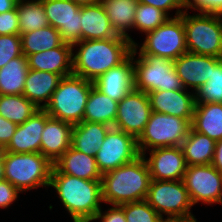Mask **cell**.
Instances as JSON below:
<instances>
[{
    "label": "cell",
    "mask_w": 222,
    "mask_h": 222,
    "mask_svg": "<svg viewBox=\"0 0 222 222\" xmlns=\"http://www.w3.org/2000/svg\"><path fill=\"white\" fill-rule=\"evenodd\" d=\"M81 24V40H103L118 36L101 2L81 6Z\"/></svg>",
    "instance_id": "22"
},
{
    "label": "cell",
    "mask_w": 222,
    "mask_h": 222,
    "mask_svg": "<svg viewBox=\"0 0 222 222\" xmlns=\"http://www.w3.org/2000/svg\"><path fill=\"white\" fill-rule=\"evenodd\" d=\"M123 208L126 222H160L162 217L146 200L128 202L120 205Z\"/></svg>",
    "instance_id": "36"
},
{
    "label": "cell",
    "mask_w": 222,
    "mask_h": 222,
    "mask_svg": "<svg viewBox=\"0 0 222 222\" xmlns=\"http://www.w3.org/2000/svg\"><path fill=\"white\" fill-rule=\"evenodd\" d=\"M22 55L21 35L0 36V68Z\"/></svg>",
    "instance_id": "37"
},
{
    "label": "cell",
    "mask_w": 222,
    "mask_h": 222,
    "mask_svg": "<svg viewBox=\"0 0 222 222\" xmlns=\"http://www.w3.org/2000/svg\"><path fill=\"white\" fill-rule=\"evenodd\" d=\"M73 47L63 42L59 47L27 56L29 69L52 72L62 77L73 74Z\"/></svg>",
    "instance_id": "21"
},
{
    "label": "cell",
    "mask_w": 222,
    "mask_h": 222,
    "mask_svg": "<svg viewBox=\"0 0 222 222\" xmlns=\"http://www.w3.org/2000/svg\"><path fill=\"white\" fill-rule=\"evenodd\" d=\"M137 139L122 130L111 127L95 154L101 174L116 169L140 156Z\"/></svg>",
    "instance_id": "11"
},
{
    "label": "cell",
    "mask_w": 222,
    "mask_h": 222,
    "mask_svg": "<svg viewBox=\"0 0 222 222\" xmlns=\"http://www.w3.org/2000/svg\"><path fill=\"white\" fill-rule=\"evenodd\" d=\"M110 128L103 123L82 121L74 125L71 146L88 156H95Z\"/></svg>",
    "instance_id": "25"
},
{
    "label": "cell",
    "mask_w": 222,
    "mask_h": 222,
    "mask_svg": "<svg viewBox=\"0 0 222 222\" xmlns=\"http://www.w3.org/2000/svg\"><path fill=\"white\" fill-rule=\"evenodd\" d=\"M49 25L57 29L65 43L81 40V6L71 0H41Z\"/></svg>",
    "instance_id": "14"
},
{
    "label": "cell",
    "mask_w": 222,
    "mask_h": 222,
    "mask_svg": "<svg viewBox=\"0 0 222 222\" xmlns=\"http://www.w3.org/2000/svg\"><path fill=\"white\" fill-rule=\"evenodd\" d=\"M39 110L24 95H0V116L16 125L23 124Z\"/></svg>",
    "instance_id": "32"
},
{
    "label": "cell",
    "mask_w": 222,
    "mask_h": 222,
    "mask_svg": "<svg viewBox=\"0 0 222 222\" xmlns=\"http://www.w3.org/2000/svg\"><path fill=\"white\" fill-rule=\"evenodd\" d=\"M184 10L194 9L201 13L222 15V0H184Z\"/></svg>",
    "instance_id": "38"
},
{
    "label": "cell",
    "mask_w": 222,
    "mask_h": 222,
    "mask_svg": "<svg viewBox=\"0 0 222 222\" xmlns=\"http://www.w3.org/2000/svg\"><path fill=\"white\" fill-rule=\"evenodd\" d=\"M196 103L222 104V62L212 69L210 80L195 92Z\"/></svg>",
    "instance_id": "35"
},
{
    "label": "cell",
    "mask_w": 222,
    "mask_h": 222,
    "mask_svg": "<svg viewBox=\"0 0 222 222\" xmlns=\"http://www.w3.org/2000/svg\"><path fill=\"white\" fill-rule=\"evenodd\" d=\"M149 154V159L143 156L152 180H183L187 165L180 146L153 149Z\"/></svg>",
    "instance_id": "17"
},
{
    "label": "cell",
    "mask_w": 222,
    "mask_h": 222,
    "mask_svg": "<svg viewBox=\"0 0 222 222\" xmlns=\"http://www.w3.org/2000/svg\"><path fill=\"white\" fill-rule=\"evenodd\" d=\"M191 127L216 142L222 140V104L196 103Z\"/></svg>",
    "instance_id": "26"
},
{
    "label": "cell",
    "mask_w": 222,
    "mask_h": 222,
    "mask_svg": "<svg viewBox=\"0 0 222 222\" xmlns=\"http://www.w3.org/2000/svg\"><path fill=\"white\" fill-rule=\"evenodd\" d=\"M139 46L140 55H153L174 61L187 52L182 17H170L163 25L149 31Z\"/></svg>",
    "instance_id": "10"
},
{
    "label": "cell",
    "mask_w": 222,
    "mask_h": 222,
    "mask_svg": "<svg viewBox=\"0 0 222 222\" xmlns=\"http://www.w3.org/2000/svg\"><path fill=\"white\" fill-rule=\"evenodd\" d=\"M20 35L49 25L41 0H18Z\"/></svg>",
    "instance_id": "33"
},
{
    "label": "cell",
    "mask_w": 222,
    "mask_h": 222,
    "mask_svg": "<svg viewBox=\"0 0 222 222\" xmlns=\"http://www.w3.org/2000/svg\"><path fill=\"white\" fill-rule=\"evenodd\" d=\"M74 125L49 117L41 139V154L53 164L71 147Z\"/></svg>",
    "instance_id": "20"
},
{
    "label": "cell",
    "mask_w": 222,
    "mask_h": 222,
    "mask_svg": "<svg viewBox=\"0 0 222 222\" xmlns=\"http://www.w3.org/2000/svg\"><path fill=\"white\" fill-rule=\"evenodd\" d=\"M18 125L0 116V149H4L11 141Z\"/></svg>",
    "instance_id": "43"
},
{
    "label": "cell",
    "mask_w": 222,
    "mask_h": 222,
    "mask_svg": "<svg viewBox=\"0 0 222 222\" xmlns=\"http://www.w3.org/2000/svg\"><path fill=\"white\" fill-rule=\"evenodd\" d=\"M19 190L7 180L0 181V207L7 208L18 198Z\"/></svg>",
    "instance_id": "41"
},
{
    "label": "cell",
    "mask_w": 222,
    "mask_h": 222,
    "mask_svg": "<svg viewBox=\"0 0 222 222\" xmlns=\"http://www.w3.org/2000/svg\"><path fill=\"white\" fill-rule=\"evenodd\" d=\"M18 4V0H0V14L14 10Z\"/></svg>",
    "instance_id": "45"
},
{
    "label": "cell",
    "mask_w": 222,
    "mask_h": 222,
    "mask_svg": "<svg viewBox=\"0 0 222 222\" xmlns=\"http://www.w3.org/2000/svg\"><path fill=\"white\" fill-rule=\"evenodd\" d=\"M169 18L161 9L138 3L134 18V28L141 33H147L163 25Z\"/></svg>",
    "instance_id": "34"
},
{
    "label": "cell",
    "mask_w": 222,
    "mask_h": 222,
    "mask_svg": "<svg viewBox=\"0 0 222 222\" xmlns=\"http://www.w3.org/2000/svg\"><path fill=\"white\" fill-rule=\"evenodd\" d=\"M147 95L151 111L185 118L192 122L196 105L194 92L192 94L187 89L176 91L156 90Z\"/></svg>",
    "instance_id": "19"
},
{
    "label": "cell",
    "mask_w": 222,
    "mask_h": 222,
    "mask_svg": "<svg viewBox=\"0 0 222 222\" xmlns=\"http://www.w3.org/2000/svg\"><path fill=\"white\" fill-rule=\"evenodd\" d=\"M139 3L151 5L155 8L161 9L164 11L167 15L168 12L172 9H177L175 13V17L179 16L181 13H183L185 10H182L181 8L184 7V0H138Z\"/></svg>",
    "instance_id": "40"
},
{
    "label": "cell",
    "mask_w": 222,
    "mask_h": 222,
    "mask_svg": "<svg viewBox=\"0 0 222 222\" xmlns=\"http://www.w3.org/2000/svg\"><path fill=\"white\" fill-rule=\"evenodd\" d=\"M160 222H188V221L178 218H166V219L162 218Z\"/></svg>",
    "instance_id": "48"
},
{
    "label": "cell",
    "mask_w": 222,
    "mask_h": 222,
    "mask_svg": "<svg viewBox=\"0 0 222 222\" xmlns=\"http://www.w3.org/2000/svg\"><path fill=\"white\" fill-rule=\"evenodd\" d=\"M49 117L41 108L23 124L17 126L11 141L3 150L11 153H41L42 133Z\"/></svg>",
    "instance_id": "18"
},
{
    "label": "cell",
    "mask_w": 222,
    "mask_h": 222,
    "mask_svg": "<svg viewBox=\"0 0 222 222\" xmlns=\"http://www.w3.org/2000/svg\"><path fill=\"white\" fill-rule=\"evenodd\" d=\"M148 204L163 218H178L188 222H197L190 212L192 202L183 180H151Z\"/></svg>",
    "instance_id": "9"
},
{
    "label": "cell",
    "mask_w": 222,
    "mask_h": 222,
    "mask_svg": "<svg viewBox=\"0 0 222 222\" xmlns=\"http://www.w3.org/2000/svg\"><path fill=\"white\" fill-rule=\"evenodd\" d=\"M222 62V58L186 52L173 61L174 68L185 89L191 87L197 91L210 80L212 69Z\"/></svg>",
    "instance_id": "16"
},
{
    "label": "cell",
    "mask_w": 222,
    "mask_h": 222,
    "mask_svg": "<svg viewBox=\"0 0 222 222\" xmlns=\"http://www.w3.org/2000/svg\"><path fill=\"white\" fill-rule=\"evenodd\" d=\"M212 165L222 174V140L216 142Z\"/></svg>",
    "instance_id": "44"
},
{
    "label": "cell",
    "mask_w": 222,
    "mask_h": 222,
    "mask_svg": "<svg viewBox=\"0 0 222 222\" xmlns=\"http://www.w3.org/2000/svg\"><path fill=\"white\" fill-rule=\"evenodd\" d=\"M28 71L27 57L23 54L0 68V95H23Z\"/></svg>",
    "instance_id": "30"
},
{
    "label": "cell",
    "mask_w": 222,
    "mask_h": 222,
    "mask_svg": "<svg viewBox=\"0 0 222 222\" xmlns=\"http://www.w3.org/2000/svg\"><path fill=\"white\" fill-rule=\"evenodd\" d=\"M151 112L148 95L133 89L118 102L114 128L138 139L149 121Z\"/></svg>",
    "instance_id": "13"
},
{
    "label": "cell",
    "mask_w": 222,
    "mask_h": 222,
    "mask_svg": "<svg viewBox=\"0 0 222 222\" xmlns=\"http://www.w3.org/2000/svg\"><path fill=\"white\" fill-rule=\"evenodd\" d=\"M80 6L94 5L100 2V0H71Z\"/></svg>",
    "instance_id": "47"
},
{
    "label": "cell",
    "mask_w": 222,
    "mask_h": 222,
    "mask_svg": "<svg viewBox=\"0 0 222 222\" xmlns=\"http://www.w3.org/2000/svg\"><path fill=\"white\" fill-rule=\"evenodd\" d=\"M62 78L52 72L29 69L23 95L40 109L45 108ZM42 102L44 103L41 105Z\"/></svg>",
    "instance_id": "23"
},
{
    "label": "cell",
    "mask_w": 222,
    "mask_h": 222,
    "mask_svg": "<svg viewBox=\"0 0 222 222\" xmlns=\"http://www.w3.org/2000/svg\"><path fill=\"white\" fill-rule=\"evenodd\" d=\"M92 86L93 82L83 77L73 74L63 77L53 92L50 102L43 109L50 117L72 125L79 124L83 121Z\"/></svg>",
    "instance_id": "4"
},
{
    "label": "cell",
    "mask_w": 222,
    "mask_h": 222,
    "mask_svg": "<svg viewBox=\"0 0 222 222\" xmlns=\"http://www.w3.org/2000/svg\"><path fill=\"white\" fill-rule=\"evenodd\" d=\"M118 102L100 92L94 85L85 106L83 121L103 123L114 127Z\"/></svg>",
    "instance_id": "29"
},
{
    "label": "cell",
    "mask_w": 222,
    "mask_h": 222,
    "mask_svg": "<svg viewBox=\"0 0 222 222\" xmlns=\"http://www.w3.org/2000/svg\"><path fill=\"white\" fill-rule=\"evenodd\" d=\"M100 210L94 217V220H99L101 222H126L123 208L120 205H113L107 211L103 212Z\"/></svg>",
    "instance_id": "42"
},
{
    "label": "cell",
    "mask_w": 222,
    "mask_h": 222,
    "mask_svg": "<svg viewBox=\"0 0 222 222\" xmlns=\"http://www.w3.org/2000/svg\"><path fill=\"white\" fill-rule=\"evenodd\" d=\"M5 180L20 192L49 187L54 164L41 153H11L3 150Z\"/></svg>",
    "instance_id": "5"
},
{
    "label": "cell",
    "mask_w": 222,
    "mask_h": 222,
    "mask_svg": "<svg viewBox=\"0 0 222 222\" xmlns=\"http://www.w3.org/2000/svg\"><path fill=\"white\" fill-rule=\"evenodd\" d=\"M138 44H134L131 55L121 64L99 76L93 85L112 100L120 102L134 89L133 60L137 54Z\"/></svg>",
    "instance_id": "15"
},
{
    "label": "cell",
    "mask_w": 222,
    "mask_h": 222,
    "mask_svg": "<svg viewBox=\"0 0 222 222\" xmlns=\"http://www.w3.org/2000/svg\"><path fill=\"white\" fill-rule=\"evenodd\" d=\"M180 14L186 37L187 52L222 58V15L199 12Z\"/></svg>",
    "instance_id": "6"
},
{
    "label": "cell",
    "mask_w": 222,
    "mask_h": 222,
    "mask_svg": "<svg viewBox=\"0 0 222 222\" xmlns=\"http://www.w3.org/2000/svg\"><path fill=\"white\" fill-rule=\"evenodd\" d=\"M20 35L17 9L0 14V36Z\"/></svg>",
    "instance_id": "39"
},
{
    "label": "cell",
    "mask_w": 222,
    "mask_h": 222,
    "mask_svg": "<svg viewBox=\"0 0 222 222\" xmlns=\"http://www.w3.org/2000/svg\"><path fill=\"white\" fill-rule=\"evenodd\" d=\"M62 43L59 31L51 25L21 34L22 54L25 57L54 49Z\"/></svg>",
    "instance_id": "31"
},
{
    "label": "cell",
    "mask_w": 222,
    "mask_h": 222,
    "mask_svg": "<svg viewBox=\"0 0 222 222\" xmlns=\"http://www.w3.org/2000/svg\"><path fill=\"white\" fill-rule=\"evenodd\" d=\"M138 55V59L133 61L134 89L146 94L156 90L185 89L173 61L153 55Z\"/></svg>",
    "instance_id": "8"
},
{
    "label": "cell",
    "mask_w": 222,
    "mask_h": 222,
    "mask_svg": "<svg viewBox=\"0 0 222 222\" xmlns=\"http://www.w3.org/2000/svg\"><path fill=\"white\" fill-rule=\"evenodd\" d=\"M151 180L145 158L140 155L102 174V200L112 205L146 200Z\"/></svg>",
    "instance_id": "3"
},
{
    "label": "cell",
    "mask_w": 222,
    "mask_h": 222,
    "mask_svg": "<svg viewBox=\"0 0 222 222\" xmlns=\"http://www.w3.org/2000/svg\"><path fill=\"white\" fill-rule=\"evenodd\" d=\"M191 128L190 120L152 111L137 139L139 152L145 155V150L181 146Z\"/></svg>",
    "instance_id": "7"
},
{
    "label": "cell",
    "mask_w": 222,
    "mask_h": 222,
    "mask_svg": "<svg viewBox=\"0 0 222 222\" xmlns=\"http://www.w3.org/2000/svg\"><path fill=\"white\" fill-rule=\"evenodd\" d=\"M62 173L85 180H102L95 156H88L72 146L54 163Z\"/></svg>",
    "instance_id": "24"
},
{
    "label": "cell",
    "mask_w": 222,
    "mask_h": 222,
    "mask_svg": "<svg viewBox=\"0 0 222 222\" xmlns=\"http://www.w3.org/2000/svg\"><path fill=\"white\" fill-rule=\"evenodd\" d=\"M5 179L3 149H0V181Z\"/></svg>",
    "instance_id": "46"
},
{
    "label": "cell",
    "mask_w": 222,
    "mask_h": 222,
    "mask_svg": "<svg viewBox=\"0 0 222 222\" xmlns=\"http://www.w3.org/2000/svg\"><path fill=\"white\" fill-rule=\"evenodd\" d=\"M49 186L56 189L61 203L74 222H92L101 210V180H85L62 174L54 166Z\"/></svg>",
    "instance_id": "2"
},
{
    "label": "cell",
    "mask_w": 222,
    "mask_h": 222,
    "mask_svg": "<svg viewBox=\"0 0 222 222\" xmlns=\"http://www.w3.org/2000/svg\"><path fill=\"white\" fill-rule=\"evenodd\" d=\"M104 6L110 24L117 35L126 37L133 44L136 42L127 33L134 28L135 12L138 0H100Z\"/></svg>",
    "instance_id": "27"
},
{
    "label": "cell",
    "mask_w": 222,
    "mask_h": 222,
    "mask_svg": "<svg viewBox=\"0 0 222 222\" xmlns=\"http://www.w3.org/2000/svg\"><path fill=\"white\" fill-rule=\"evenodd\" d=\"M73 75L94 82L99 76L124 62L132 53L134 44L126 37L103 40H80L72 45Z\"/></svg>",
    "instance_id": "1"
},
{
    "label": "cell",
    "mask_w": 222,
    "mask_h": 222,
    "mask_svg": "<svg viewBox=\"0 0 222 222\" xmlns=\"http://www.w3.org/2000/svg\"><path fill=\"white\" fill-rule=\"evenodd\" d=\"M180 147L187 166L208 165L212 164L216 141L191 128L189 135Z\"/></svg>",
    "instance_id": "28"
},
{
    "label": "cell",
    "mask_w": 222,
    "mask_h": 222,
    "mask_svg": "<svg viewBox=\"0 0 222 222\" xmlns=\"http://www.w3.org/2000/svg\"><path fill=\"white\" fill-rule=\"evenodd\" d=\"M183 182L192 205L222 204V174L212 164L187 166Z\"/></svg>",
    "instance_id": "12"
}]
</instances>
